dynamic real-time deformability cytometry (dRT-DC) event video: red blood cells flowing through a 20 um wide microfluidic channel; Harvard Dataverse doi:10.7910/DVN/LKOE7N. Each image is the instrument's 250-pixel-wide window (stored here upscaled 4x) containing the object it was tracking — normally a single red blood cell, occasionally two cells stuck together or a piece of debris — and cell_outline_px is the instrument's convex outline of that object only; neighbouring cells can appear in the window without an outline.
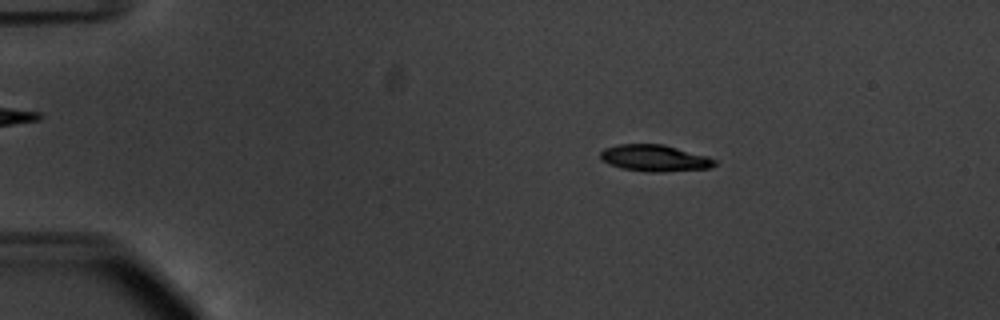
{"species": "common noctule bat (a hibernating species)", "species_latin": "Nyctalus noctula", "temperature_condition": "warm", "stored_images_in_passage": 56, "camera_frame_rate_fps": 3000, "um_per_image_px": 0.085, "animal": {"sex": "male", "body_mass_g": 20.1, "forearm_length_mm": 53.5}, "frame": {"image": 1, "passage_image": 11, "time_ms": 3.333, "image_size_px": [1000, 320], "cell_outline_px": [[716, 164], [708, 168], [664, 172], [652, 172], [620, 168], [604, 160], [600, 156], [600, 152], [604, 148], [620, 144], [664, 144], [708, 156], [716, 160]], "centroid_in_image_um": [55.68, 13.43], "position_along_channel_um": 29.3, "area_um2": 17.57}}
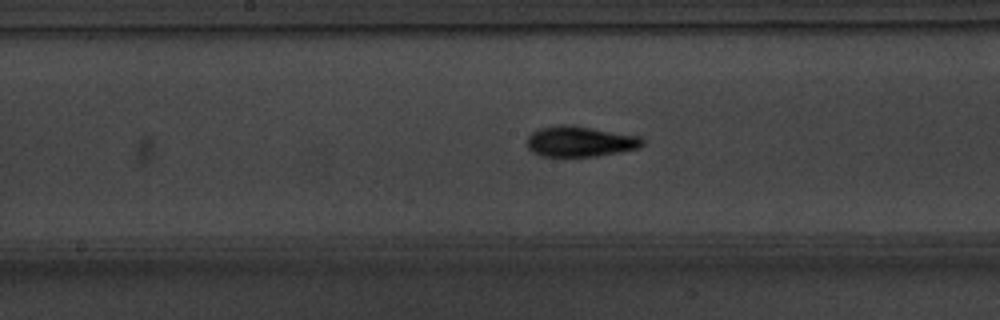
{"frame": {"image": 2, "passage_image": 30, "time_ms": 9.667, "image_size_px": [1000, 320], "cell_outline_px": [[644, 144], [640, 148], [596, 156], [540, 156], [532, 152], [528, 148], [528, 136], [532, 132], [540, 128], [560, 124], [572, 124], [640, 136], [644, 140]], "centroid_in_image_um": [49.31, 12.01], "position_along_channel_um": 198.9, "area_um2": 20.69}}
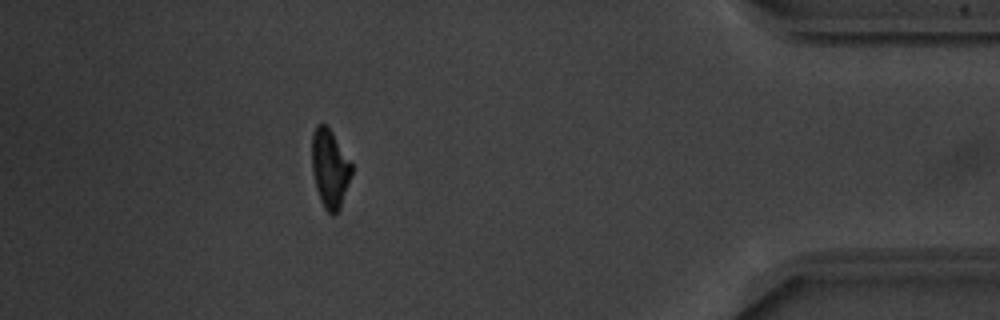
{"frame": {"image": 3, "passage_image": 50, "time_ms": 16.333, "image_size_px": [1000, 320], "cell_outline_px": [[352, 172], [340, 208], [332, 216], [324, 208], [320, 200], [316, 188], [312, 168], [312, 132], [316, 124], [324, 124], [332, 132], [352, 164]], "centroid_in_image_um": [28.02, 14.32], "position_along_channel_um": 407.2, "area_um2": 17.98}, "authors_computed_cell_mechanics": {"area_um2": 18.7561, "velocity_mm_per_s": 3.7581, "shape_relaxation_time_tau1_ms": 2.6188, "shape_relaxation_time_tau2_ms": 3.1639, "deformation_change_tau1": 0.1567, "deformation_change_tau2": 0.0994}}